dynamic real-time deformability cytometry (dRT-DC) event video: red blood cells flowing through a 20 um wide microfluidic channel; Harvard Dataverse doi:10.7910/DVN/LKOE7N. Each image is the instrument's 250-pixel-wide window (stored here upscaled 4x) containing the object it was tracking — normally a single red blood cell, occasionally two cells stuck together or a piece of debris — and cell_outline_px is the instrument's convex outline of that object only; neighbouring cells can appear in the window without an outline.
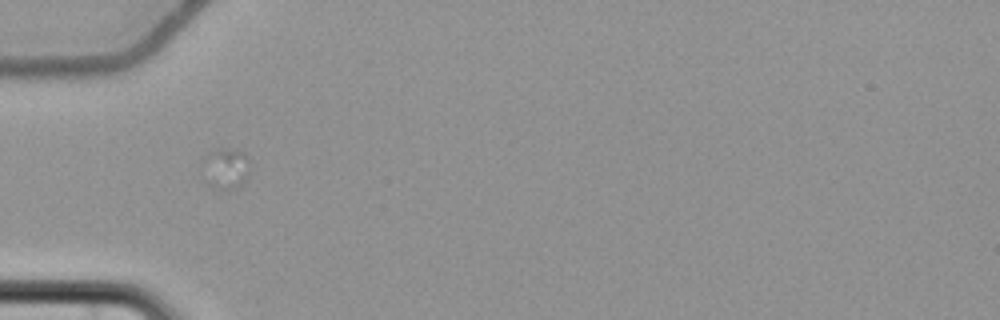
{"species": "common noctule bat (a hibernating species)", "species_latin": "Nyctalus noctula", "temperature_condition": "cold", "stored_images_in_passage": 2, "camera_frame_rate_fps": 3000, "um_per_image_px": 0.085, "animal": {"sex": "female", "body_mass_g": 22.7, "forearm_length_mm": 54.2}, "frame": {"image": 1, "passage_image": 1, "time_ms": 0.0, "image_size_px": [1000, 320], "cell_outline_px": [[248, 172], [244, 184], [236, 188], [212, 188], [204, 180], [200, 160], [212, 148], [232, 148], [244, 152], [248, 156]], "centroid_in_image_um": [19.12, 14.27], "position_along_channel_um": 65.9, "area_um2": 11.85}}